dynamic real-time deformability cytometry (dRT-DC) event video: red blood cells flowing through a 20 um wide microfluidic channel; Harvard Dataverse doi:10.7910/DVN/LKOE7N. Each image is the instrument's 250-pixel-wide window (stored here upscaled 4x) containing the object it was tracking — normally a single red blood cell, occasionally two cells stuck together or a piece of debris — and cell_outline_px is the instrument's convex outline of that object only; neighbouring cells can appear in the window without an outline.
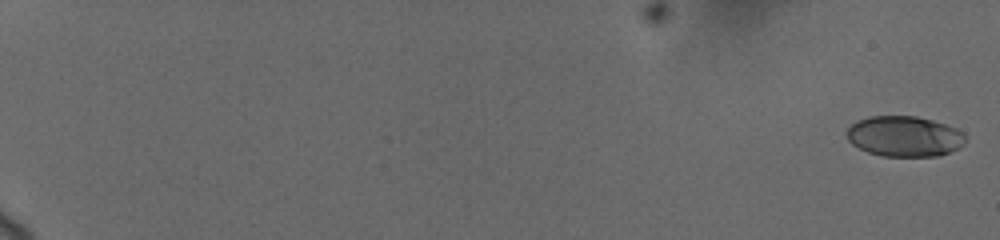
{"species": "human", "species_latin": "Homo sapiens", "temperature_condition": "cold", "stored_images_in_passage": 12, "camera_frame_rate_fps": 3000, "um_per_image_px": 0.085, "donor": {"sex": "female"}, "frame": {"image": 1, "passage_image": 1, "time_ms": 0.0, "image_size_px": [1000, 240], "cell_outline_px": [[964, 144], [940, 156], [880, 156], [868, 152], [852, 144], [848, 140], [848, 128], [856, 120], [868, 116], [916, 116], [932, 120], [956, 128], [964, 132]], "centroid_in_image_um": [76.86, 11.58], "position_along_channel_um": 8.1, "area_um2": 27.92}}
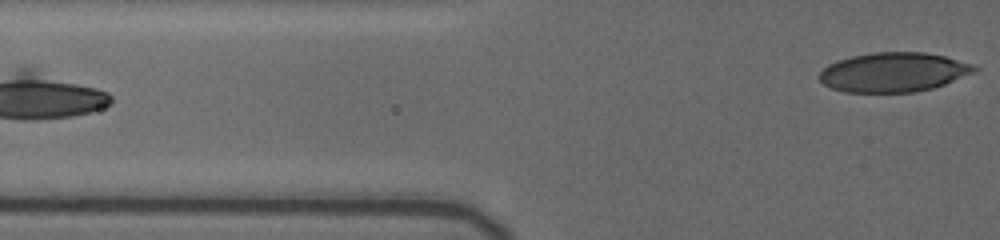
{"frame": {"image": 2, "passage_image": 12, "time_ms": 9.333, "image_size_px": [1000, 240], "cell_outline_px": [[980, 68], [972, 72], [944, 84], [932, 88], [916, 92], [844, 92], [832, 88], [824, 84], [820, 80], [820, 72], [828, 64], [836, 60], [852, 56], [872, 52], [924, 52], [944, 56], [972, 64]], "centroid_in_image_um": [75.92, 6.13], "position_along_channel_um": 49.9, "area_um2": 35.37}}